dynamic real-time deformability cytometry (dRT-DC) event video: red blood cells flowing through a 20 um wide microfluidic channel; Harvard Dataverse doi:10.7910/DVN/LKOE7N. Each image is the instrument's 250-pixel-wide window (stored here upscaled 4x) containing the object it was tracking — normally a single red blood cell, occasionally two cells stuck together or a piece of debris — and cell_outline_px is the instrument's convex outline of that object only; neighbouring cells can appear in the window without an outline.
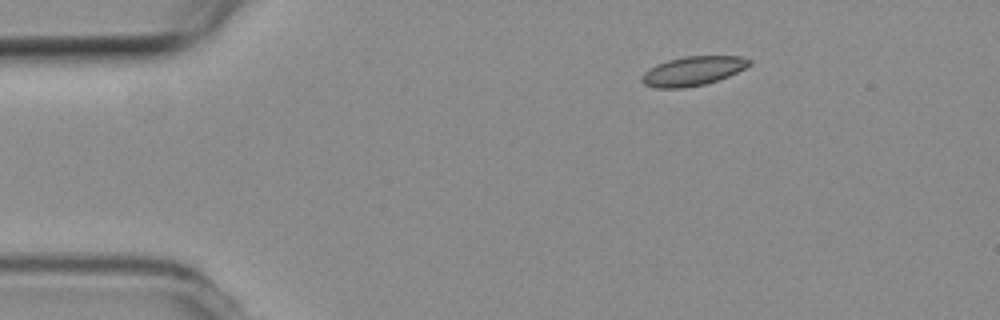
{"species": "common noctule bat (a hibernating species)", "species_latin": "Nyctalus noctula", "temperature_condition": "room temperature", "stored_images_in_passage": 10, "camera_frame_rate_fps": 3000, "um_per_image_px": 0.085, "animal": {"sex": "female", "body_mass_g": 19.3, "forearm_length_mm": 54.1}, "frame": {"image": 1, "passage_image": 1, "time_ms": 0.0, "image_size_px": [1000, 320], "cell_outline_px": [[752, 64], [728, 76], [704, 84], [684, 88], [656, 88], [644, 84], [640, 80], [640, 76], [648, 68], [656, 64], [668, 60], [684, 56], [740, 56], [752, 60]], "centroid_in_image_um": [58.85, 6.03], "position_along_channel_um": 26.1, "area_um2": 18.32}}
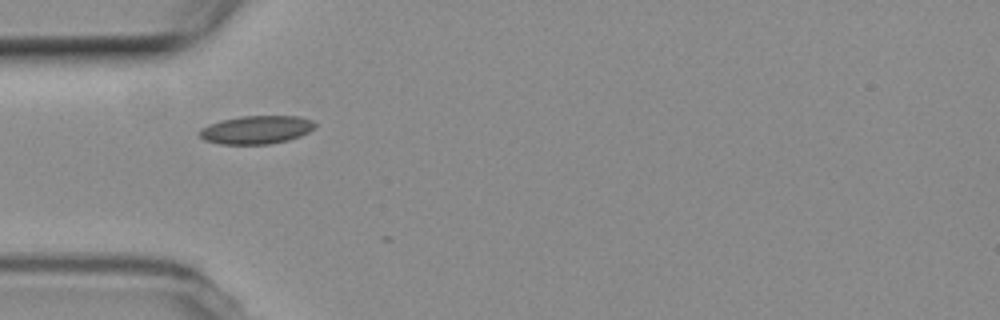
{"frame": {"image": 2, "passage_image": 9, "time_ms": 2.667, "image_size_px": [1000, 320], "cell_outline_px": [[316, 124], [308, 132], [300, 136], [288, 140], [268, 144], [220, 144], [204, 140], [200, 136], [200, 128], [208, 124], [220, 120], [240, 116], [296, 116], [312, 120]], "centroid_in_image_um": [21.75, 11.03], "position_along_channel_um": 63.2, "area_um2": 18.96}}